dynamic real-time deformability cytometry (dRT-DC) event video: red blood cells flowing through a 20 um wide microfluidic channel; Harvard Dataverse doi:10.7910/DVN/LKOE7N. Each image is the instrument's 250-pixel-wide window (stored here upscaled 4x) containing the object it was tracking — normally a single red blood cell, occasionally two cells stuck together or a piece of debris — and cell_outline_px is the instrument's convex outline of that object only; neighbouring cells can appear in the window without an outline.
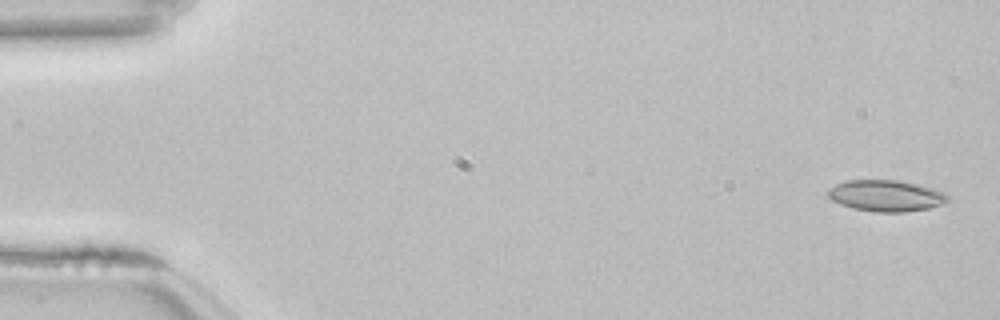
{"species": "common noctule bat (a hibernating species)", "species_latin": "Nyctalus noctula", "temperature_condition": "room temperature", "stored_images_in_passage": 54, "camera_frame_rate_fps": 3000, "um_per_image_px": 0.085, "animal": {"sex": "female", "body_mass_g": 22.7, "forearm_length_mm": 54.2}, "frame": {"image": 1, "passage_image": 2, "time_ms": 0.333, "image_size_px": [1000, 320], "cell_outline_px": [[948, 200], [940, 204], [928, 208], [904, 212], [876, 212], [852, 208], [840, 204], [832, 200], [824, 192], [828, 188], [836, 184], [848, 180], [900, 180], [932, 188], [944, 192], [948, 196]], "centroid_in_image_um": [75.25, 16.63], "position_along_channel_um": 9.8, "area_um2": 21.85}}
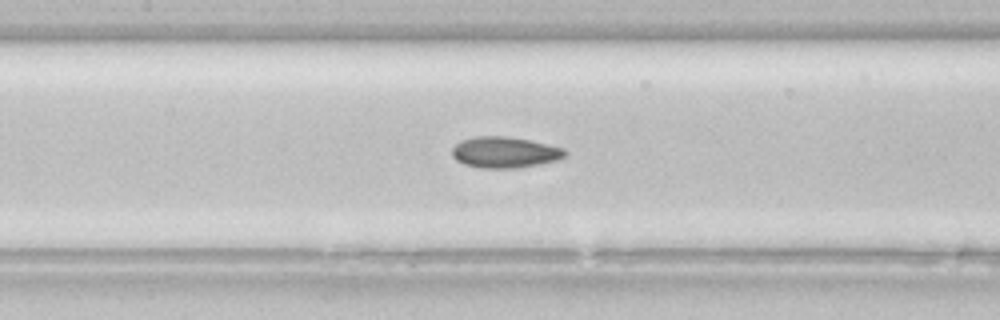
{"frame": {"image": 2, "passage_image": 25, "time_ms": 8.0, "image_size_px": [1000, 320], "cell_outline_px": [[568, 156], [560, 160], [540, 164], [516, 168], [480, 168], [464, 164], [456, 160], [452, 156], [452, 148], [460, 140], [472, 136], [504, 136], [528, 140], [548, 144], [564, 148], [568, 152]], "centroid_in_image_um": [42.93, 12.95], "position_along_channel_um": 164.5, "area_um2": 20.75}}
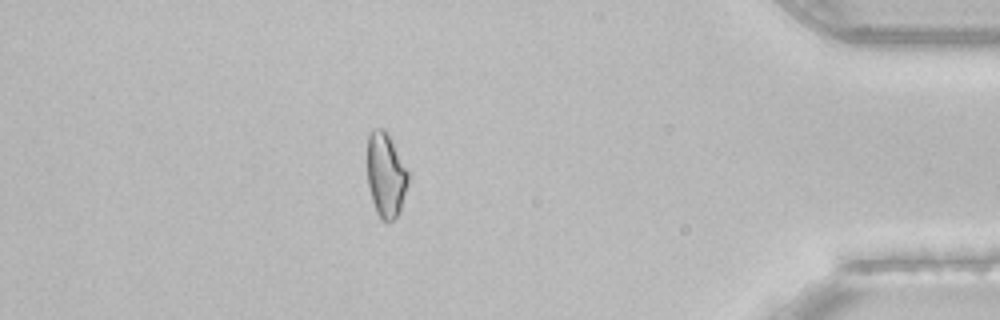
{"frame": {"image": 3, "passage_image": 47, "time_ms": 15.333, "image_size_px": [1000, 320], "cell_outline_px": [[412, 172], [400, 212], [392, 220], [384, 220], [376, 212], [372, 200], [368, 184], [368, 136], [372, 128], [384, 128], [388, 132]], "centroid_in_image_um": [32.86, 14.81], "position_along_channel_um": 402.3, "area_um2": 20.81}, "authors_computed_cell_mechanics": {"area_um2": 20.808, "velocity_mm_per_s": 3.8558, "shape_relaxation_time_tau1_ms": null, "shape_relaxation_time_tau2_ms": 2.5797, "deformation_change_tau1": null, "deformation_change_tau2": 0.0942}}